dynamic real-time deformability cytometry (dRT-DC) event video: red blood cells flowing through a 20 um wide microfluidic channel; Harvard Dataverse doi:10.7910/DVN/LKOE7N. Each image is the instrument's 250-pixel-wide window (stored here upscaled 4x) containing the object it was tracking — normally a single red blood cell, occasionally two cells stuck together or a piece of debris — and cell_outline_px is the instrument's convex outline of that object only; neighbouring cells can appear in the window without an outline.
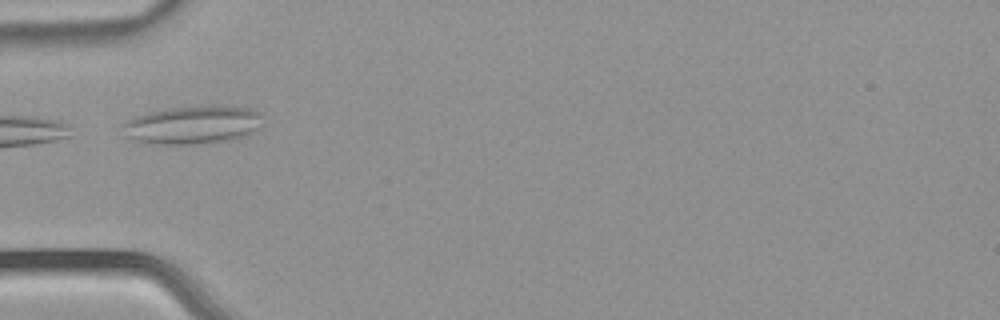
{"species": "common noctule bat (a hibernating species)", "species_latin": "Nyctalus noctula", "temperature_condition": "warm", "stored_images_in_passage": 5, "camera_frame_rate_fps": 3000, "um_per_image_px": 0.085, "animal": {"sex": "male", "body_mass_g": 21.5, "forearm_length_mm": 52.0}, "frame": {"image": 1, "passage_image": 5, "time_ms": 1.333, "image_size_px": [1000, 320], "cell_outline_px": [[260, 116], [256, 128], [244, 136], [228, 140], [188, 144], [152, 144], [136, 140], [124, 136], [120, 124], [124, 120], [148, 112], [168, 108], [212, 104], [252, 108], [260, 112]], "centroid_in_image_um": [16.29, 10.59], "position_along_channel_um": 68.7, "area_um2": 31.33}}